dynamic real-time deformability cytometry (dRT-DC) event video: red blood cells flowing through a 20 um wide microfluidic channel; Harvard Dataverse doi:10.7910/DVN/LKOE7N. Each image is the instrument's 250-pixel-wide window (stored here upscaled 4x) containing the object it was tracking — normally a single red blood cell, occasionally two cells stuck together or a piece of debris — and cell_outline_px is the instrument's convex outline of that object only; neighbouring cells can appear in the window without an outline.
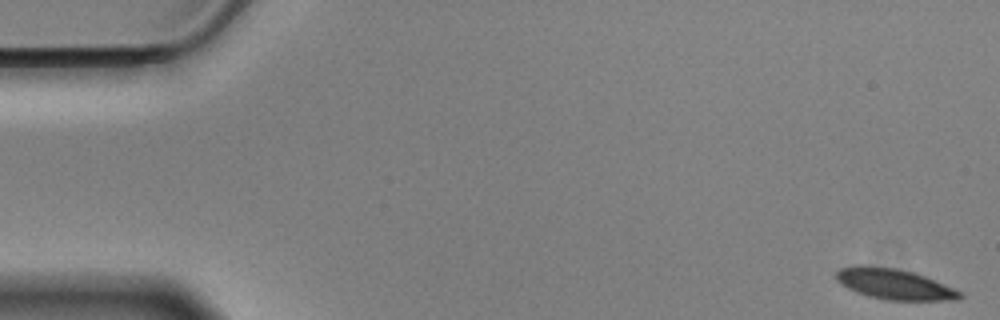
{"species": "Egyptian fruit bat (a non-hibernating species)", "species_latin": "Rousettus aegyptiacus", "temperature_condition": "cold", "stored_images_in_passage": 16, "camera_frame_rate_fps": 3000, "um_per_image_px": 0.085, "animal": {"sex": "male"}, "frame": {"image": 1, "passage_image": 1, "time_ms": 0.0, "image_size_px": [1000, 320], "cell_outline_px": [[964, 296], [956, 300], [884, 300], [868, 296], [856, 292], [840, 284], [836, 280], [836, 272], [840, 268], [860, 264], [868, 264], [892, 268], [912, 272], [924, 276], [964, 292]], "centroid_in_image_um": [76.0, 24.15], "position_along_channel_um": 9.0, "area_um2": 22.2}}
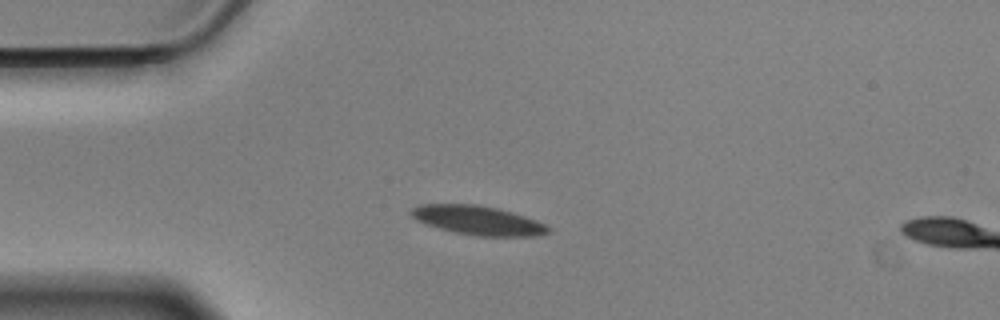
{"frame": {"image": 2, "passage_image": 14, "time_ms": 4.333, "image_size_px": [1000, 320], "cell_outline_px": [[552, 232], [536, 236], [476, 236], [452, 232], [424, 224], [416, 220], [412, 216], [412, 208], [420, 204], [476, 204], [496, 208], [524, 216], [536, 220], [552, 228]], "centroid_in_image_um": [40.63, 18.74], "position_along_channel_um": 44.4, "area_um2": 23.29}}